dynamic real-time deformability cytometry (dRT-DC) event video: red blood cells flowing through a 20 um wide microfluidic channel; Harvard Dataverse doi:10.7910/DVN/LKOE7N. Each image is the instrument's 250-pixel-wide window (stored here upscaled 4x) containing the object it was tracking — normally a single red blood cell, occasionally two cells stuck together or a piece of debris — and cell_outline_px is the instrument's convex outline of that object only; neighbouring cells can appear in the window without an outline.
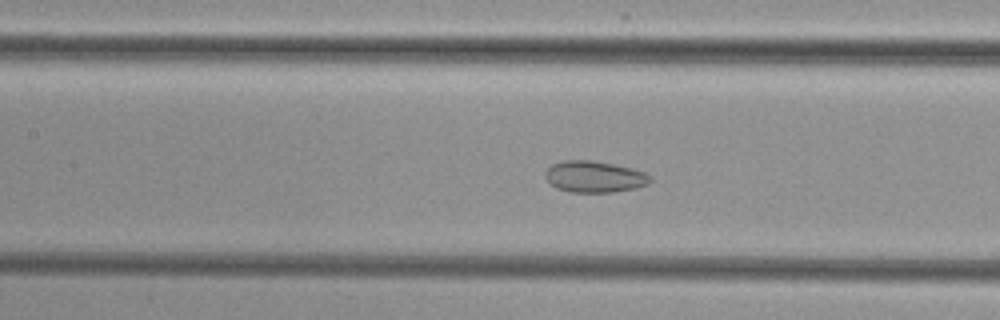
{"species": "common noctule bat (a hibernating species)", "species_latin": "Nyctalus noctula", "temperature_condition": "cold", "stored_images_in_passage": 47, "camera_frame_rate_fps": 3000, "um_per_image_px": 0.085, "animal": {"sex": "female", "body_mass_g": 29.2, "forearm_length_mm": 56.3}, "frame": {"image": 1, "passage_image": 17, "time_ms": 5.333, "image_size_px": [1000, 320], "cell_outline_px": [[652, 180], [648, 184], [636, 188], [612, 192], [572, 192], [556, 188], [544, 176], [544, 172], [552, 164], [564, 160], [592, 160], [632, 168], [644, 172], [652, 176]], "centroid_in_image_um": [50.54, 15.02], "position_along_channel_um": 156.9, "area_um2": 19.25}}
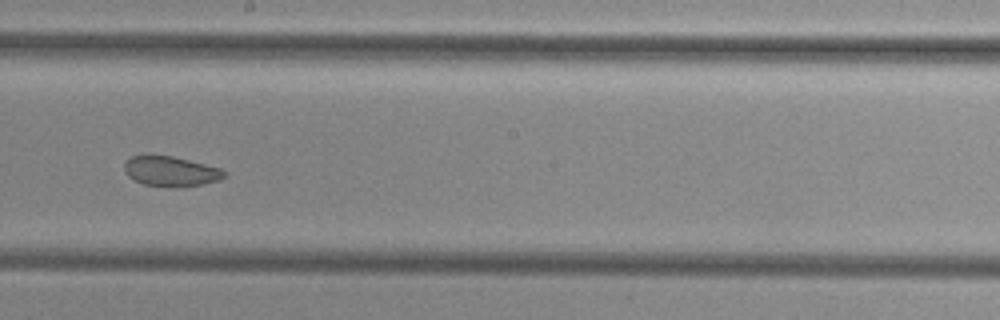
{"frame": {"image": 2, "passage_image": 23, "time_ms": 7.333, "image_size_px": [1000, 320], "cell_outline_px": [[224, 176], [220, 180], [204, 184], [144, 184], [128, 176], [124, 172], [124, 164], [132, 156], [148, 152], [172, 156], [220, 168], [224, 172]], "centroid_in_image_um": [14.44, 14.47], "position_along_channel_um": 233.8, "area_um2": 16.94}}
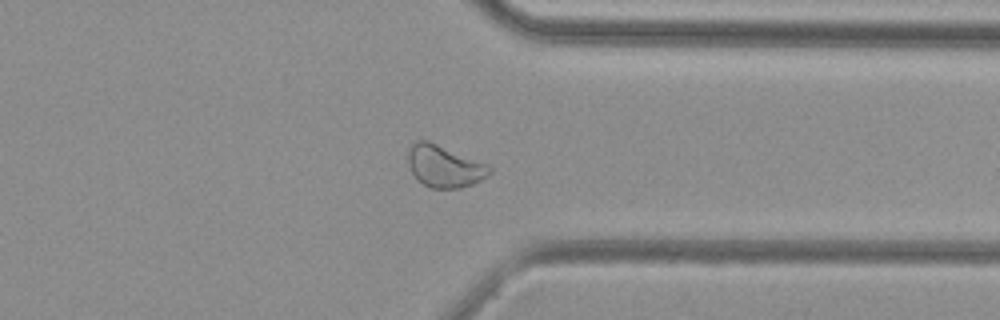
{"frame": {"image": 3, "passage_image": 34, "time_ms": 11.0, "image_size_px": [1000, 320], "cell_outline_px": [[492, 172], [488, 176], [472, 184], [460, 188], [432, 188], [416, 180], [408, 164], [408, 152], [412, 144], [416, 140], [428, 140], [488, 164], [492, 168]], "centroid_in_image_um": [37.78, 14.13], "position_along_channel_um": 373.6, "area_um2": 20.0}}